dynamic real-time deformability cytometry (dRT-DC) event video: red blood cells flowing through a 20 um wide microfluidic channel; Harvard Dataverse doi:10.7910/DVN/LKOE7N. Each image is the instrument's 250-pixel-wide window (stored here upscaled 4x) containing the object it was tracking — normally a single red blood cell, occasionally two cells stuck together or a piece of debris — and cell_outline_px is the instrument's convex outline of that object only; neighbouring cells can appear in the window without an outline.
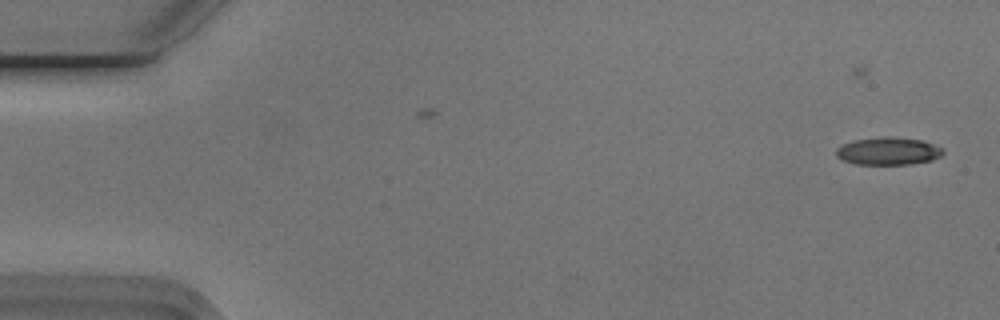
{"species": "Egyptian fruit bat (a non-hibernating species)", "species_latin": "Rousettus aegyptiacus", "temperature_condition": "cold", "stored_images_in_passage": 4, "camera_frame_rate_fps": 3000, "um_per_image_px": 0.085, "animal": {"sex": "male"}, "frame": {"image": 1, "passage_image": 1, "time_ms": 0.0, "image_size_px": [1000, 320], "cell_outline_px": [[944, 152], [940, 156], [932, 160], [912, 164], [856, 164], [840, 160], [836, 156], [836, 148], [840, 144], [852, 140], [884, 136], [892, 136], [924, 140], [944, 148]], "centroid_in_image_um": [75.48, 12.83], "position_along_channel_um": 9.5, "area_um2": 17.63}}